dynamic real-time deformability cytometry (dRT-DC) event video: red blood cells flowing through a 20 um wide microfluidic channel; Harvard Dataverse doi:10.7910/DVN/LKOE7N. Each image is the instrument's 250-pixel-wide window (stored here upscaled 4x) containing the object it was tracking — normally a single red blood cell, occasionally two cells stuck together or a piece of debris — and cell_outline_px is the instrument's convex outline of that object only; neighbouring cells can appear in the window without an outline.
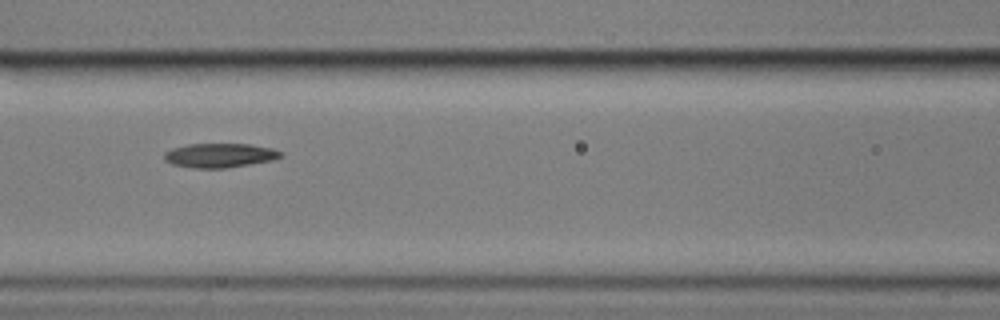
{"species": "common noctule bat (a hibernating species)", "species_latin": "Nyctalus noctula", "temperature_condition": "cold", "stored_images_in_passage": 10, "camera_frame_rate_fps": 3000, "um_per_image_px": 0.085, "animal": {"sex": "male", "body_mass_g": 17.9}, "frame": {"image": 1, "passage_image": 9, "time_ms": 9.333, "image_size_px": [1000, 320], "cell_outline_px": [[284, 156], [272, 160], [224, 168], [192, 168], [172, 164], [164, 160], [164, 152], [172, 148], [188, 144], [248, 144], [272, 148], [284, 152]], "centroid_in_image_um": [18.67, 13.2], "position_along_channel_um": 147.9, "area_um2": 16.47}}
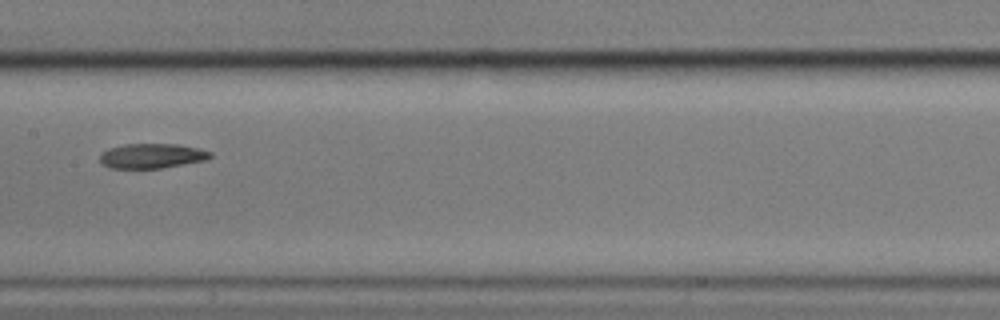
{"frame": {"image": 2, "passage_image": 10, "time_ms": 10.667, "image_size_px": [1000, 320], "cell_outline_px": [[212, 156], [208, 160], [160, 168], [108, 168], [100, 160], [100, 156], [108, 148], [124, 144], [176, 144], [196, 148], [212, 152]], "centroid_in_image_um": [12.92, 13.25], "position_along_channel_um": 194.5, "area_um2": 15.84}}